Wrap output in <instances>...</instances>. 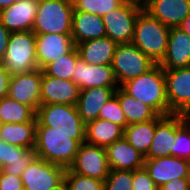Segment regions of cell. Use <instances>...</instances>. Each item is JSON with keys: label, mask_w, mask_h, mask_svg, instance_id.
Returning <instances> with one entry per match:
<instances>
[{"label": "cell", "mask_w": 190, "mask_h": 190, "mask_svg": "<svg viewBox=\"0 0 190 190\" xmlns=\"http://www.w3.org/2000/svg\"><path fill=\"white\" fill-rule=\"evenodd\" d=\"M36 157L37 154L34 149L0 141V167L7 174L21 176L22 172Z\"/></svg>", "instance_id": "24"}, {"label": "cell", "mask_w": 190, "mask_h": 190, "mask_svg": "<svg viewBox=\"0 0 190 190\" xmlns=\"http://www.w3.org/2000/svg\"><path fill=\"white\" fill-rule=\"evenodd\" d=\"M169 114L190 113V67L164 70Z\"/></svg>", "instance_id": "11"}, {"label": "cell", "mask_w": 190, "mask_h": 190, "mask_svg": "<svg viewBox=\"0 0 190 190\" xmlns=\"http://www.w3.org/2000/svg\"><path fill=\"white\" fill-rule=\"evenodd\" d=\"M80 90L93 87L119 88L111 65L87 64L80 57L76 61L71 80Z\"/></svg>", "instance_id": "14"}, {"label": "cell", "mask_w": 190, "mask_h": 190, "mask_svg": "<svg viewBox=\"0 0 190 190\" xmlns=\"http://www.w3.org/2000/svg\"><path fill=\"white\" fill-rule=\"evenodd\" d=\"M39 0H17L0 10V21L10 32L32 31Z\"/></svg>", "instance_id": "15"}, {"label": "cell", "mask_w": 190, "mask_h": 190, "mask_svg": "<svg viewBox=\"0 0 190 190\" xmlns=\"http://www.w3.org/2000/svg\"><path fill=\"white\" fill-rule=\"evenodd\" d=\"M143 6L125 1L120 7L104 15L106 36L117 44L131 43L138 14Z\"/></svg>", "instance_id": "8"}, {"label": "cell", "mask_w": 190, "mask_h": 190, "mask_svg": "<svg viewBox=\"0 0 190 190\" xmlns=\"http://www.w3.org/2000/svg\"><path fill=\"white\" fill-rule=\"evenodd\" d=\"M176 138V114L156 117V128L153 141L145 159L174 156Z\"/></svg>", "instance_id": "18"}, {"label": "cell", "mask_w": 190, "mask_h": 190, "mask_svg": "<svg viewBox=\"0 0 190 190\" xmlns=\"http://www.w3.org/2000/svg\"><path fill=\"white\" fill-rule=\"evenodd\" d=\"M36 112L29 106L6 96L0 100V123H25L32 121Z\"/></svg>", "instance_id": "30"}, {"label": "cell", "mask_w": 190, "mask_h": 190, "mask_svg": "<svg viewBox=\"0 0 190 190\" xmlns=\"http://www.w3.org/2000/svg\"><path fill=\"white\" fill-rule=\"evenodd\" d=\"M116 46L117 43L107 36L76 45L80 58L92 65H111Z\"/></svg>", "instance_id": "25"}, {"label": "cell", "mask_w": 190, "mask_h": 190, "mask_svg": "<svg viewBox=\"0 0 190 190\" xmlns=\"http://www.w3.org/2000/svg\"><path fill=\"white\" fill-rule=\"evenodd\" d=\"M82 142L85 139H73V134L61 133L51 127L36 126L34 151L38 158L69 168Z\"/></svg>", "instance_id": "1"}, {"label": "cell", "mask_w": 190, "mask_h": 190, "mask_svg": "<svg viewBox=\"0 0 190 190\" xmlns=\"http://www.w3.org/2000/svg\"><path fill=\"white\" fill-rule=\"evenodd\" d=\"M169 31V27L142 9L136 19L131 43L159 64L165 56Z\"/></svg>", "instance_id": "3"}, {"label": "cell", "mask_w": 190, "mask_h": 190, "mask_svg": "<svg viewBox=\"0 0 190 190\" xmlns=\"http://www.w3.org/2000/svg\"><path fill=\"white\" fill-rule=\"evenodd\" d=\"M11 74L0 62V100L7 96Z\"/></svg>", "instance_id": "40"}, {"label": "cell", "mask_w": 190, "mask_h": 190, "mask_svg": "<svg viewBox=\"0 0 190 190\" xmlns=\"http://www.w3.org/2000/svg\"><path fill=\"white\" fill-rule=\"evenodd\" d=\"M126 1L135 2L142 6L147 2V0H126Z\"/></svg>", "instance_id": "44"}, {"label": "cell", "mask_w": 190, "mask_h": 190, "mask_svg": "<svg viewBox=\"0 0 190 190\" xmlns=\"http://www.w3.org/2000/svg\"><path fill=\"white\" fill-rule=\"evenodd\" d=\"M123 134L124 129L121 126L98 118L86 123L85 142L106 148L123 138Z\"/></svg>", "instance_id": "26"}, {"label": "cell", "mask_w": 190, "mask_h": 190, "mask_svg": "<svg viewBox=\"0 0 190 190\" xmlns=\"http://www.w3.org/2000/svg\"><path fill=\"white\" fill-rule=\"evenodd\" d=\"M133 190H158V187L150 178L148 172L141 168L134 171Z\"/></svg>", "instance_id": "37"}, {"label": "cell", "mask_w": 190, "mask_h": 190, "mask_svg": "<svg viewBox=\"0 0 190 190\" xmlns=\"http://www.w3.org/2000/svg\"><path fill=\"white\" fill-rule=\"evenodd\" d=\"M120 88L129 96L149 105L159 115H169L164 69L159 64L123 83Z\"/></svg>", "instance_id": "2"}, {"label": "cell", "mask_w": 190, "mask_h": 190, "mask_svg": "<svg viewBox=\"0 0 190 190\" xmlns=\"http://www.w3.org/2000/svg\"><path fill=\"white\" fill-rule=\"evenodd\" d=\"M158 190H190V178H177L160 186Z\"/></svg>", "instance_id": "39"}, {"label": "cell", "mask_w": 190, "mask_h": 190, "mask_svg": "<svg viewBox=\"0 0 190 190\" xmlns=\"http://www.w3.org/2000/svg\"><path fill=\"white\" fill-rule=\"evenodd\" d=\"M144 169L158 188L173 179L190 178V161L172 155L145 159Z\"/></svg>", "instance_id": "13"}, {"label": "cell", "mask_w": 190, "mask_h": 190, "mask_svg": "<svg viewBox=\"0 0 190 190\" xmlns=\"http://www.w3.org/2000/svg\"><path fill=\"white\" fill-rule=\"evenodd\" d=\"M24 188L21 176H13L0 171V190H22Z\"/></svg>", "instance_id": "38"}, {"label": "cell", "mask_w": 190, "mask_h": 190, "mask_svg": "<svg viewBox=\"0 0 190 190\" xmlns=\"http://www.w3.org/2000/svg\"><path fill=\"white\" fill-rule=\"evenodd\" d=\"M37 118L25 123H4L0 125V139L5 143L34 149Z\"/></svg>", "instance_id": "27"}, {"label": "cell", "mask_w": 190, "mask_h": 190, "mask_svg": "<svg viewBox=\"0 0 190 190\" xmlns=\"http://www.w3.org/2000/svg\"><path fill=\"white\" fill-rule=\"evenodd\" d=\"M98 118L108 120L121 126L123 129L128 126L124 112L121 109L117 98V90L108 102L101 108Z\"/></svg>", "instance_id": "36"}, {"label": "cell", "mask_w": 190, "mask_h": 190, "mask_svg": "<svg viewBox=\"0 0 190 190\" xmlns=\"http://www.w3.org/2000/svg\"><path fill=\"white\" fill-rule=\"evenodd\" d=\"M154 65L155 63L132 43L117 44L111 64L119 87L146 73Z\"/></svg>", "instance_id": "7"}, {"label": "cell", "mask_w": 190, "mask_h": 190, "mask_svg": "<svg viewBox=\"0 0 190 190\" xmlns=\"http://www.w3.org/2000/svg\"><path fill=\"white\" fill-rule=\"evenodd\" d=\"M179 28L190 37V14L180 23Z\"/></svg>", "instance_id": "42"}, {"label": "cell", "mask_w": 190, "mask_h": 190, "mask_svg": "<svg viewBox=\"0 0 190 190\" xmlns=\"http://www.w3.org/2000/svg\"><path fill=\"white\" fill-rule=\"evenodd\" d=\"M174 156L190 161V123L183 114H176Z\"/></svg>", "instance_id": "32"}, {"label": "cell", "mask_w": 190, "mask_h": 190, "mask_svg": "<svg viewBox=\"0 0 190 190\" xmlns=\"http://www.w3.org/2000/svg\"><path fill=\"white\" fill-rule=\"evenodd\" d=\"M1 63L11 75L39 69L36 35L32 31L11 32Z\"/></svg>", "instance_id": "5"}, {"label": "cell", "mask_w": 190, "mask_h": 190, "mask_svg": "<svg viewBox=\"0 0 190 190\" xmlns=\"http://www.w3.org/2000/svg\"><path fill=\"white\" fill-rule=\"evenodd\" d=\"M68 169L104 181L110 172L106 148L82 142Z\"/></svg>", "instance_id": "10"}, {"label": "cell", "mask_w": 190, "mask_h": 190, "mask_svg": "<svg viewBox=\"0 0 190 190\" xmlns=\"http://www.w3.org/2000/svg\"><path fill=\"white\" fill-rule=\"evenodd\" d=\"M159 65L164 70L190 67V37L179 27L170 28L165 56Z\"/></svg>", "instance_id": "20"}, {"label": "cell", "mask_w": 190, "mask_h": 190, "mask_svg": "<svg viewBox=\"0 0 190 190\" xmlns=\"http://www.w3.org/2000/svg\"><path fill=\"white\" fill-rule=\"evenodd\" d=\"M73 12V1L39 0L32 32L71 35Z\"/></svg>", "instance_id": "4"}, {"label": "cell", "mask_w": 190, "mask_h": 190, "mask_svg": "<svg viewBox=\"0 0 190 190\" xmlns=\"http://www.w3.org/2000/svg\"><path fill=\"white\" fill-rule=\"evenodd\" d=\"M75 44L71 35L39 34L36 35V56L39 69L68 54Z\"/></svg>", "instance_id": "17"}, {"label": "cell", "mask_w": 190, "mask_h": 190, "mask_svg": "<svg viewBox=\"0 0 190 190\" xmlns=\"http://www.w3.org/2000/svg\"><path fill=\"white\" fill-rule=\"evenodd\" d=\"M42 76V69L11 75L7 96L31 107L36 112L41 105Z\"/></svg>", "instance_id": "12"}, {"label": "cell", "mask_w": 190, "mask_h": 190, "mask_svg": "<svg viewBox=\"0 0 190 190\" xmlns=\"http://www.w3.org/2000/svg\"><path fill=\"white\" fill-rule=\"evenodd\" d=\"M66 168L36 157L22 172L26 190H59L64 186Z\"/></svg>", "instance_id": "9"}, {"label": "cell", "mask_w": 190, "mask_h": 190, "mask_svg": "<svg viewBox=\"0 0 190 190\" xmlns=\"http://www.w3.org/2000/svg\"><path fill=\"white\" fill-rule=\"evenodd\" d=\"M117 89L93 87L80 90L76 107L82 121L86 124L89 121L98 119L101 108L115 94Z\"/></svg>", "instance_id": "22"}, {"label": "cell", "mask_w": 190, "mask_h": 190, "mask_svg": "<svg viewBox=\"0 0 190 190\" xmlns=\"http://www.w3.org/2000/svg\"><path fill=\"white\" fill-rule=\"evenodd\" d=\"M126 0H74V11H83L103 17L120 7Z\"/></svg>", "instance_id": "33"}, {"label": "cell", "mask_w": 190, "mask_h": 190, "mask_svg": "<svg viewBox=\"0 0 190 190\" xmlns=\"http://www.w3.org/2000/svg\"><path fill=\"white\" fill-rule=\"evenodd\" d=\"M36 126L54 128L65 134H73V139H85L86 124L80 118L77 107L66 104L40 105L36 111Z\"/></svg>", "instance_id": "6"}, {"label": "cell", "mask_w": 190, "mask_h": 190, "mask_svg": "<svg viewBox=\"0 0 190 190\" xmlns=\"http://www.w3.org/2000/svg\"><path fill=\"white\" fill-rule=\"evenodd\" d=\"M64 188L65 190H104V181L71 172L66 168Z\"/></svg>", "instance_id": "34"}, {"label": "cell", "mask_w": 190, "mask_h": 190, "mask_svg": "<svg viewBox=\"0 0 190 190\" xmlns=\"http://www.w3.org/2000/svg\"><path fill=\"white\" fill-rule=\"evenodd\" d=\"M117 98L128 125L147 122L155 119L159 115L149 105L129 96L120 87L117 89Z\"/></svg>", "instance_id": "28"}, {"label": "cell", "mask_w": 190, "mask_h": 190, "mask_svg": "<svg viewBox=\"0 0 190 190\" xmlns=\"http://www.w3.org/2000/svg\"><path fill=\"white\" fill-rule=\"evenodd\" d=\"M143 9L167 27H179L190 14V0H147Z\"/></svg>", "instance_id": "19"}, {"label": "cell", "mask_w": 190, "mask_h": 190, "mask_svg": "<svg viewBox=\"0 0 190 190\" xmlns=\"http://www.w3.org/2000/svg\"><path fill=\"white\" fill-rule=\"evenodd\" d=\"M17 0H0V10L10 7Z\"/></svg>", "instance_id": "43"}, {"label": "cell", "mask_w": 190, "mask_h": 190, "mask_svg": "<svg viewBox=\"0 0 190 190\" xmlns=\"http://www.w3.org/2000/svg\"><path fill=\"white\" fill-rule=\"evenodd\" d=\"M71 36L75 46L84 41L105 37L103 18L92 13L74 11Z\"/></svg>", "instance_id": "23"}, {"label": "cell", "mask_w": 190, "mask_h": 190, "mask_svg": "<svg viewBox=\"0 0 190 190\" xmlns=\"http://www.w3.org/2000/svg\"><path fill=\"white\" fill-rule=\"evenodd\" d=\"M134 171L110 169L104 190H133Z\"/></svg>", "instance_id": "35"}, {"label": "cell", "mask_w": 190, "mask_h": 190, "mask_svg": "<svg viewBox=\"0 0 190 190\" xmlns=\"http://www.w3.org/2000/svg\"><path fill=\"white\" fill-rule=\"evenodd\" d=\"M79 93V86L71 80H62L43 73L40 92L41 105L66 104L76 106Z\"/></svg>", "instance_id": "16"}, {"label": "cell", "mask_w": 190, "mask_h": 190, "mask_svg": "<svg viewBox=\"0 0 190 190\" xmlns=\"http://www.w3.org/2000/svg\"><path fill=\"white\" fill-rule=\"evenodd\" d=\"M79 57L78 49L75 46L68 54L49 63L43 69V73L62 80H72L76 61Z\"/></svg>", "instance_id": "31"}, {"label": "cell", "mask_w": 190, "mask_h": 190, "mask_svg": "<svg viewBox=\"0 0 190 190\" xmlns=\"http://www.w3.org/2000/svg\"><path fill=\"white\" fill-rule=\"evenodd\" d=\"M156 118L147 122L129 124L123 138L142 155L146 156L154 138Z\"/></svg>", "instance_id": "29"}, {"label": "cell", "mask_w": 190, "mask_h": 190, "mask_svg": "<svg viewBox=\"0 0 190 190\" xmlns=\"http://www.w3.org/2000/svg\"><path fill=\"white\" fill-rule=\"evenodd\" d=\"M186 120L190 123V113L186 114Z\"/></svg>", "instance_id": "45"}, {"label": "cell", "mask_w": 190, "mask_h": 190, "mask_svg": "<svg viewBox=\"0 0 190 190\" xmlns=\"http://www.w3.org/2000/svg\"><path fill=\"white\" fill-rule=\"evenodd\" d=\"M110 169L135 171L144 168L145 156L121 138L106 147Z\"/></svg>", "instance_id": "21"}, {"label": "cell", "mask_w": 190, "mask_h": 190, "mask_svg": "<svg viewBox=\"0 0 190 190\" xmlns=\"http://www.w3.org/2000/svg\"><path fill=\"white\" fill-rule=\"evenodd\" d=\"M10 34L11 32L8 31L0 21V62L2 61L8 47Z\"/></svg>", "instance_id": "41"}]
</instances>
